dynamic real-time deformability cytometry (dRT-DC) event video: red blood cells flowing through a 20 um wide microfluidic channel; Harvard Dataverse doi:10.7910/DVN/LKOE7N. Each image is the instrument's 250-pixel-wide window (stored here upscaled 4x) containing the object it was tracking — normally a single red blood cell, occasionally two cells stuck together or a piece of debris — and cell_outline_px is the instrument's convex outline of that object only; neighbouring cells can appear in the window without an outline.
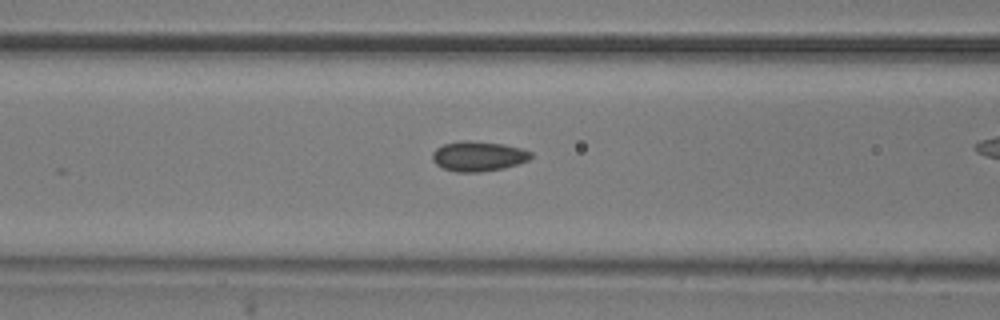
{"species": "common noctule bat (a hibernating species)", "species_latin": "Nyctalus noctula", "temperature_condition": "room temperature", "stored_images_in_passage": 21, "camera_frame_rate_fps": 3000, "um_per_image_px": 0.085, "animal": {"sex": "male", "body_mass_g": 20.5, "forearm_length_mm": 52.5}, "frame": {"image": 1, "passage_image": 17, "time_ms": 5.333, "image_size_px": [1000, 320], "cell_outline_px": [[532, 156], [528, 160], [504, 168], [480, 172], [456, 172], [444, 168], [436, 164], [432, 160], [432, 152], [436, 148], [444, 144], [464, 140], [468, 140], [504, 144], [520, 148], [532, 152]], "centroid_in_image_um": [40.64, 13.27], "position_along_channel_um": 126.0, "area_um2": 17.17}}
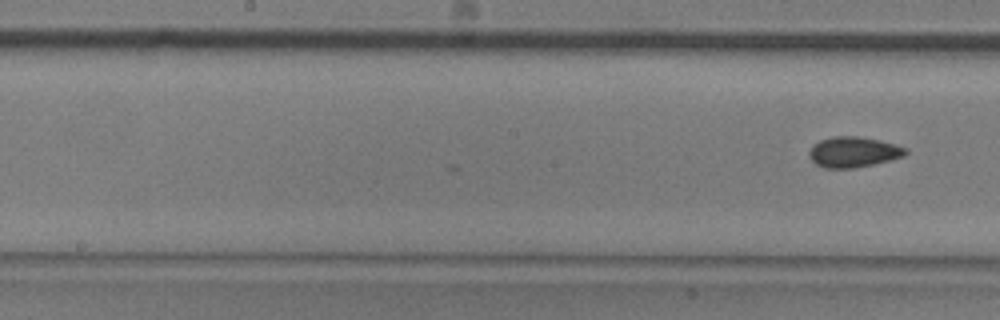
{"frame": {"image": 2, "passage_image": 21, "time_ms": 6.667, "image_size_px": [1000, 320], "cell_outline_px": [[908, 152], [904, 156], [892, 160], [852, 168], [824, 168], [816, 164], [808, 156], [808, 152], [812, 144], [820, 140], [832, 136], [860, 136], [880, 140], [908, 148]], "centroid_in_image_um": [72.53, 12.91], "position_along_channel_um": 175.7, "area_um2": 17.34}}